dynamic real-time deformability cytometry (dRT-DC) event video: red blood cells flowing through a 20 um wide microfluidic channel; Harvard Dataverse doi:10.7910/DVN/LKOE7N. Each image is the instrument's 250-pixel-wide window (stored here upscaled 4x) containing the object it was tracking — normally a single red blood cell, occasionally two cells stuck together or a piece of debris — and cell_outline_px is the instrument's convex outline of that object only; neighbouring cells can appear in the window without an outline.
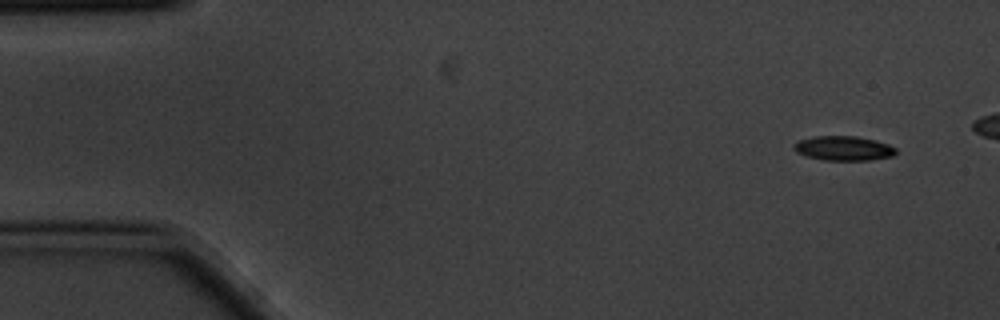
{"species": "common noctule bat (a hibernating species)", "species_latin": "Nyctalus noctula", "temperature_condition": "cold", "stored_images_in_passage": 12, "camera_frame_rate_fps": 3000, "um_per_image_px": 0.085, "animal": {"sex": "male", "body_mass_g": 20.1, "forearm_length_mm": 53.5}, "frame": {"image": 1, "passage_image": 1, "time_ms": 0.0, "image_size_px": [1000, 320], "cell_outline_px": [[896, 152], [892, 156], [868, 160], [824, 160], [808, 156], [796, 152], [792, 148], [792, 144], [800, 140], [816, 136], [856, 136], [876, 140], [888, 144], [896, 148]], "centroid_in_image_um": [71.69, 12.6], "position_along_channel_um": 13.3, "area_um2": 14.51}}